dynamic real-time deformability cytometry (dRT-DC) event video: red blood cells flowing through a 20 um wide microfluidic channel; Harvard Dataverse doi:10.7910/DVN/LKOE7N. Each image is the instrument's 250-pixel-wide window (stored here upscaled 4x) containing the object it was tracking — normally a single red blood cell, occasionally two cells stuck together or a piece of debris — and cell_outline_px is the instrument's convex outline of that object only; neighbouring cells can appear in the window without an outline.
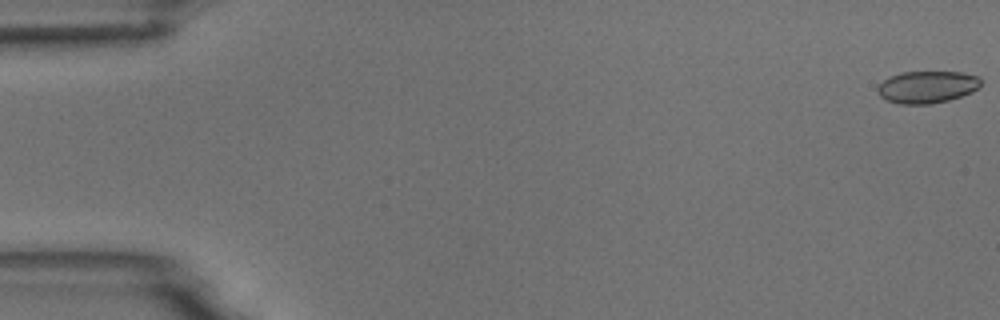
{"species": "common noctule bat (a hibernating species)", "species_latin": "Nyctalus noctula", "temperature_condition": "room temperature", "stored_images_in_passage": 3, "camera_frame_rate_fps": 3000, "um_per_image_px": 0.085, "animal": {"sex": "male", "body_mass_g": 18.8}, "frame": {"image": 1, "passage_image": 1, "time_ms": 0.0, "image_size_px": [1000, 320], "cell_outline_px": [[980, 84], [972, 92], [948, 100], [928, 104], [900, 104], [888, 100], [880, 96], [876, 88], [888, 76], [900, 72], [964, 72], [980, 76]], "centroid_in_image_um": [78.79, 7.38], "position_along_channel_um": 6.2, "area_um2": 19.31}}